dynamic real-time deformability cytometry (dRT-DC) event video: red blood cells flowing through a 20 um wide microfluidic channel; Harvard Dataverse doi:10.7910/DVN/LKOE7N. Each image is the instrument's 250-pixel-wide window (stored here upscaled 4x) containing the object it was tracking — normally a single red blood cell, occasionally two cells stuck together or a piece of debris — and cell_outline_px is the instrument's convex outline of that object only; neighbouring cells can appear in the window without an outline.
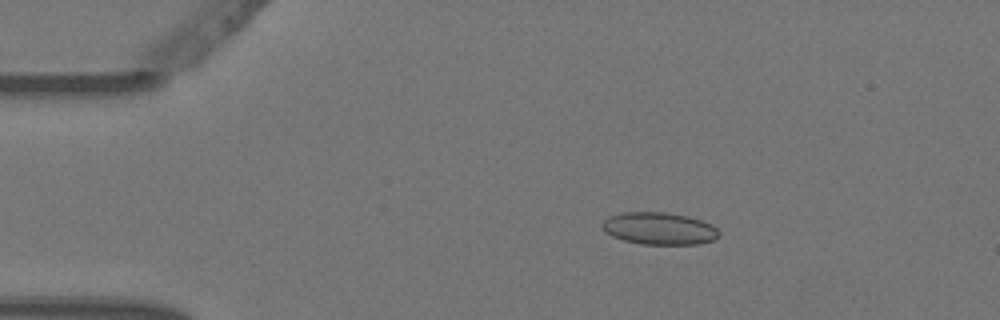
{"species": "Egyptian fruit bat (a non-hibernating species)", "species_latin": "Rousettus aegyptiacus", "temperature_condition": "warm", "stored_images_in_passage": 6, "camera_frame_rate_fps": 3000, "um_per_image_px": 0.085, "animal": {"sex": "female"}, "frame": {"image": 1, "passage_image": 3, "time_ms": 0.667, "image_size_px": [1000, 320], "cell_outline_px": [[720, 236], [716, 240], [700, 244], [640, 244], [624, 240], [612, 236], [604, 232], [600, 224], [608, 216], [620, 212], [664, 212], [688, 216], [712, 224], [720, 232]], "centroid_in_image_um": [56.03, 19.42], "position_along_channel_um": 29.0, "area_um2": 22.25}}
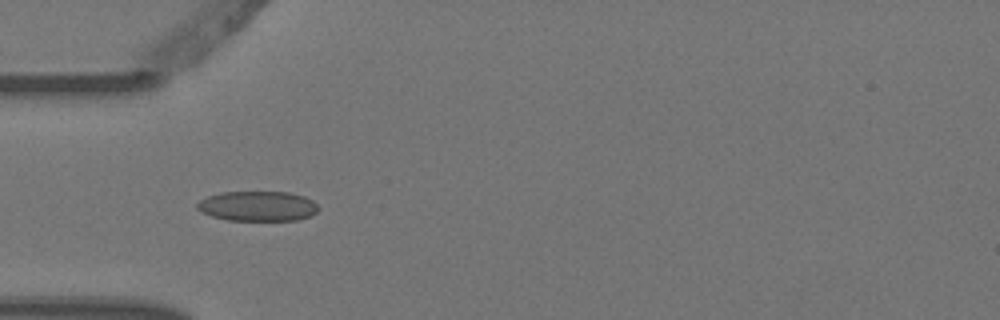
{"frame": {"image": 2, "passage_image": 5, "time_ms": 1.333, "image_size_px": [1000, 320], "cell_outline_px": [[320, 208], [316, 212], [308, 216], [296, 220], [228, 220], [212, 216], [196, 208], [196, 204], [200, 200], [208, 196], [220, 192], [288, 192], [304, 196], [312, 200]], "centroid_in_image_um": [21.9, 17.51], "position_along_channel_um": 63.1, "area_um2": 21.04}}
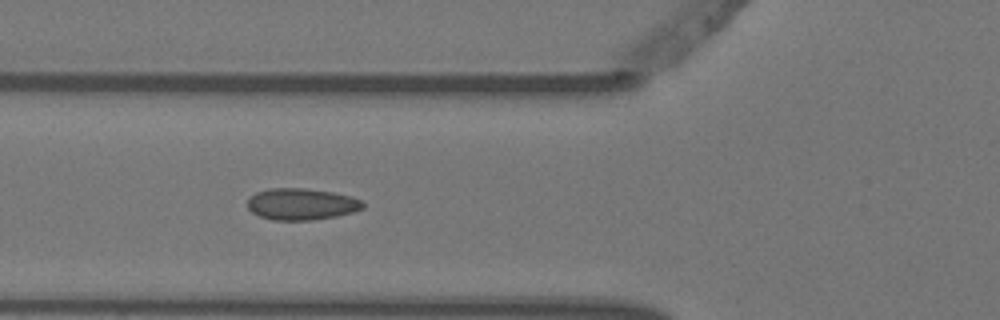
{"frame": {"image": 3, "passage_image": 6, "time_ms": 1.667, "image_size_px": [1000, 320], "cell_outline_px": [[364, 208], [352, 212], [336, 216], [312, 220], [272, 220], [260, 216], [252, 212], [248, 208], [248, 200], [256, 192], [268, 188], [304, 188], [332, 192], [352, 196], [360, 200], [364, 204]], "centroid_in_image_um": [25.62, 17.35], "position_along_channel_um": 100.2, "area_um2": 21.21}}